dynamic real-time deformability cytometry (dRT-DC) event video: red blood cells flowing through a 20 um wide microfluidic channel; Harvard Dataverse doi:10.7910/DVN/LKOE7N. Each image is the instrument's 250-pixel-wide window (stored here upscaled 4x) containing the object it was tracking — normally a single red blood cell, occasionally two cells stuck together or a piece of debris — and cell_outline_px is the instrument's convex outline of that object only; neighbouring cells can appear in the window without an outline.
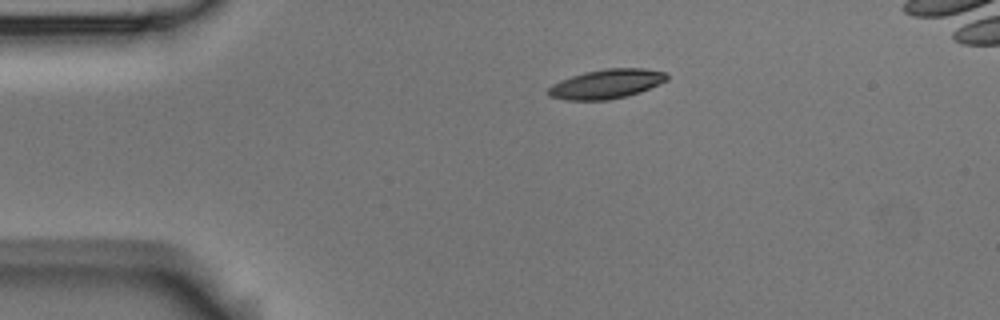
{"species": "Egyptian fruit bat (a non-hibernating species)", "species_latin": "Rousettus aegyptiacus", "temperature_condition": "room temperature", "stored_images_in_passage": 4, "camera_frame_rate_fps": 3000, "um_per_image_px": 0.085, "animal": {"sex": "male"}, "frame": {"image": 1, "passage_image": 1, "time_ms": 0.0, "image_size_px": [1000, 320], "cell_outline_px": [[668, 80], [660, 84], [640, 92], [628, 96], [608, 100], [564, 100], [548, 96], [548, 88], [552, 84], [560, 80], [584, 72], [604, 68], [644, 68], [668, 72]], "centroid_in_image_um": [51.57, 7.13], "position_along_channel_um": 33.4, "area_um2": 20.58}}
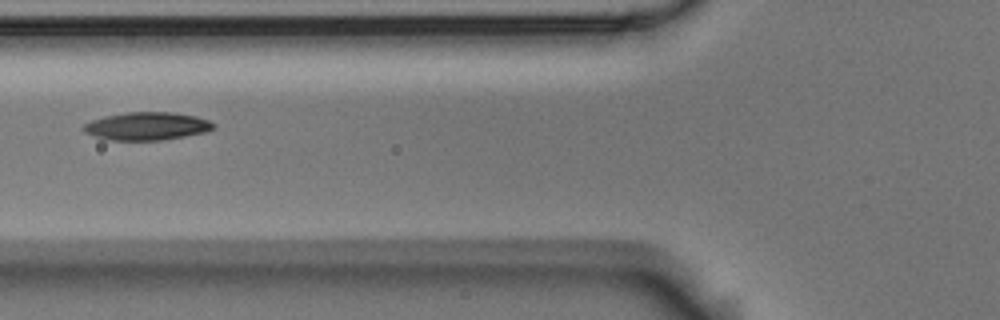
{"frame": {"image": 2, "passage_image": 4, "time_ms": 1.0, "image_size_px": [1000, 320], "cell_outline_px": [[216, 128], [208, 132], [160, 140], [108, 140], [84, 132], [84, 124], [92, 120], [104, 116], [124, 112], [172, 112], [196, 116], [208, 120], [216, 124]], "centroid_in_image_um": [12.53, 10.71], "position_along_channel_um": 113.3, "area_um2": 21.21}}